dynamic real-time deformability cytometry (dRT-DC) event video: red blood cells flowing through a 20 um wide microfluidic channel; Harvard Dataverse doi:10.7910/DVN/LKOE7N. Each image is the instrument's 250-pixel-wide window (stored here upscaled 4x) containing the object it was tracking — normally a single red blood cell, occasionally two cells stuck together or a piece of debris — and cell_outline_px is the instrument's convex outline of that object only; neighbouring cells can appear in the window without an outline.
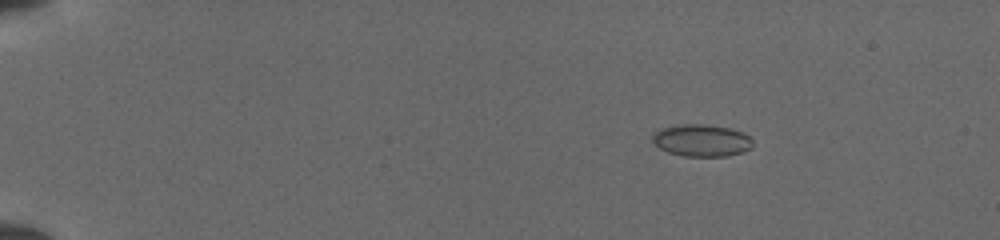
{"species": "common noctule bat (a hibernating species)", "species_latin": "Nyctalus noctula", "temperature_condition": "cold", "stored_images_in_passage": 19, "camera_frame_rate_fps": 3000, "um_per_image_px": 0.085, "animal": {"sex": "female", "body_mass_g": 19.5, "forearm_length_mm": 54.1}, "frame": {"image": 1, "passage_image": 7, "time_ms": 2.0, "image_size_px": [1000, 240], "cell_outline_px": [[752, 148], [744, 152], [728, 156], [684, 156], [668, 152], [660, 148], [652, 140], [652, 136], [660, 128], [680, 124], [704, 124], [728, 128], [740, 132], [748, 136], [752, 140]], "centroid_in_image_um": [59.63, 11.94], "position_along_channel_um": 25.4, "area_um2": 18.67}}
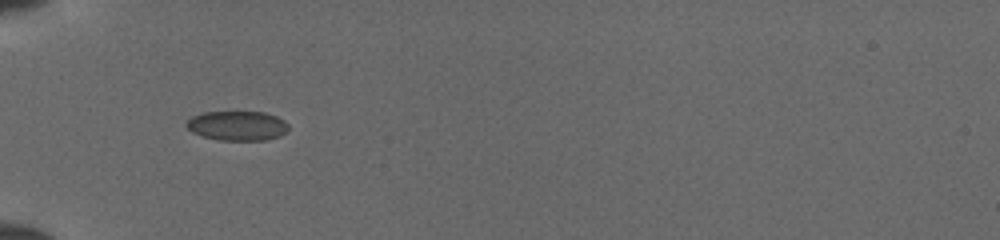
{"frame": {"image": 2, "passage_image": 16, "time_ms": 5.0, "image_size_px": [1000, 240], "cell_outline_px": [[288, 132], [280, 136], [264, 140], [220, 140], [204, 136], [192, 132], [184, 124], [192, 116], [204, 112], [264, 112], [276, 116], [284, 120], [288, 124]], "centroid_in_image_um": [20.19, 10.68], "position_along_channel_um": 64.8, "area_um2": 17.57}}
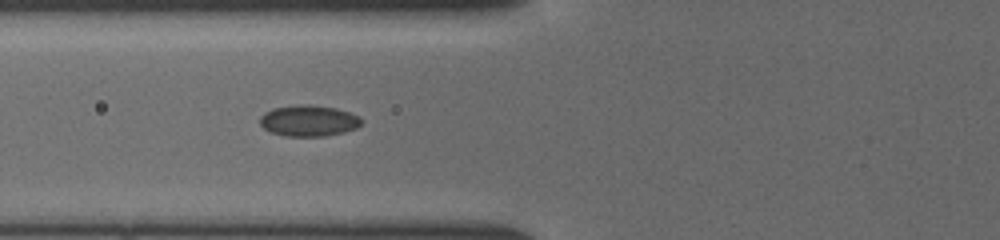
{"frame": {"image": 3, "passage_image": 19, "time_ms": 6.0, "image_size_px": [1000, 240], "cell_outline_px": [[360, 124], [356, 128], [344, 132], [324, 136], [284, 136], [272, 132], [264, 128], [260, 124], [260, 116], [264, 112], [272, 108], [300, 104], [308, 104], [336, 108], [360, 116]], "centroid_in_image_um": [26.21, 10.25], "position_along_channel_um": 99.6, "area_um2": 18.38}}